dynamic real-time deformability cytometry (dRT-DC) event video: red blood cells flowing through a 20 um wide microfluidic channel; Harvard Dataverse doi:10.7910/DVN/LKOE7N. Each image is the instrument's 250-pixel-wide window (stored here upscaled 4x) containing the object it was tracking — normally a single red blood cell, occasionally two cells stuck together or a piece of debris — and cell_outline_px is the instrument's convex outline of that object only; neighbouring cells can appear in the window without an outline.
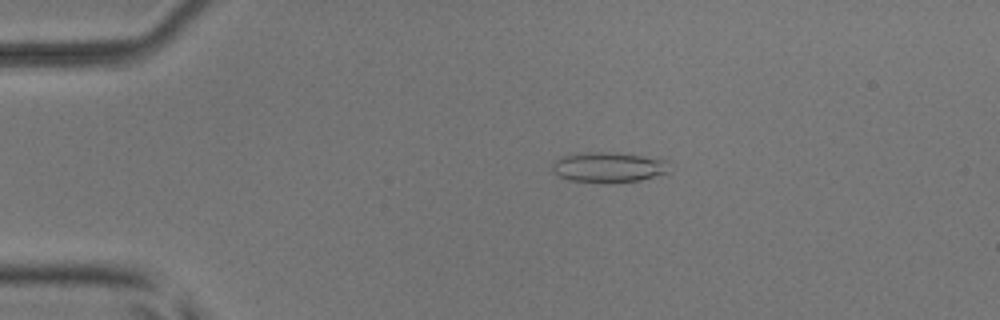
{"species": "common noctule bat (a hibernating species)", "species_latin": "Nyctalus noctula", "temperature_condition": "room temperature", "stored_images_in_passage": 4, "camera_frame_rate_fps": 3000, "um_per_image_px": 0.085, "animal": {"sex": "male", "body_mass_g": 17.9, "forearm_length_mm": 54.2}, "frame": {"image": 1, "passage_image": 2, "time_ms": 2.0, "image_size_px": [1000, 320], "cell_outline_px": [[668, 172], [640, 180], [568, 180], [552, 172], [552, 164], [560, 156], [584, 152], [612, 152], [668, 160]], "centroid_in_image_um": [51.68, 14.17], "position_along_channel_um": 33.3, "area_um2": 19.77}}